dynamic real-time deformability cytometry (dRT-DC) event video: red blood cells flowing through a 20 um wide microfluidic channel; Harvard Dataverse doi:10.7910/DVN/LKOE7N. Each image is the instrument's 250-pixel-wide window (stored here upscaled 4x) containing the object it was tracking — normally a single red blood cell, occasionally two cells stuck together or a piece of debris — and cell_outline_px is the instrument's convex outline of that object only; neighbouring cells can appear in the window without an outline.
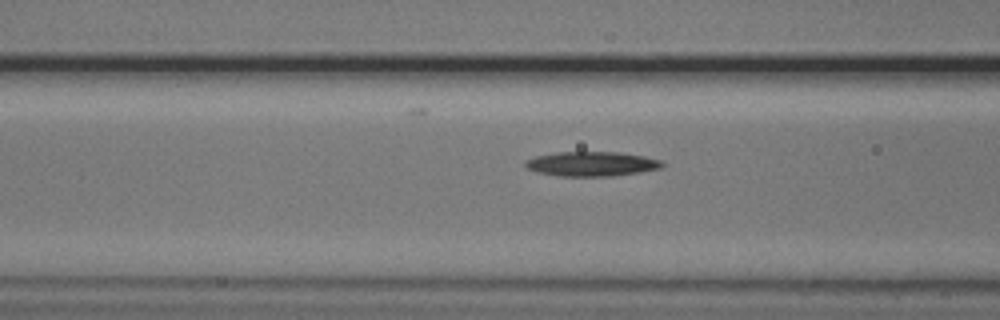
{"species": "common noctule bat (a hibernating species)", "species_latin": "Nyctalus noctula", "temperature_condition": "cold", "stored_images_in_passage": 14, "camera_frame_rate_fps": 3000, "um_per_image_px": 0.085, "animal": {"sex": "male", "body_mass_g": 20.5, "forearm_length_mm": 52.5}, "frame": {"image": 1, "passage_image": 12, "time_ms": 3.667, "image_size_px": [1000, 320], "cell_outline_px": [[664, 164], [660, 168], [640, 172], [612, 176], [556, 176], [536, 172], [528, 168], [524, 164], [524, 160], [536, 156], [556, 152], [620, 152], [644, 156], [660, 160]], "centroid_in_image_um": [50.25, 13.93], "position_along_channel_um": 116.3, "area_um2": 19.65}}